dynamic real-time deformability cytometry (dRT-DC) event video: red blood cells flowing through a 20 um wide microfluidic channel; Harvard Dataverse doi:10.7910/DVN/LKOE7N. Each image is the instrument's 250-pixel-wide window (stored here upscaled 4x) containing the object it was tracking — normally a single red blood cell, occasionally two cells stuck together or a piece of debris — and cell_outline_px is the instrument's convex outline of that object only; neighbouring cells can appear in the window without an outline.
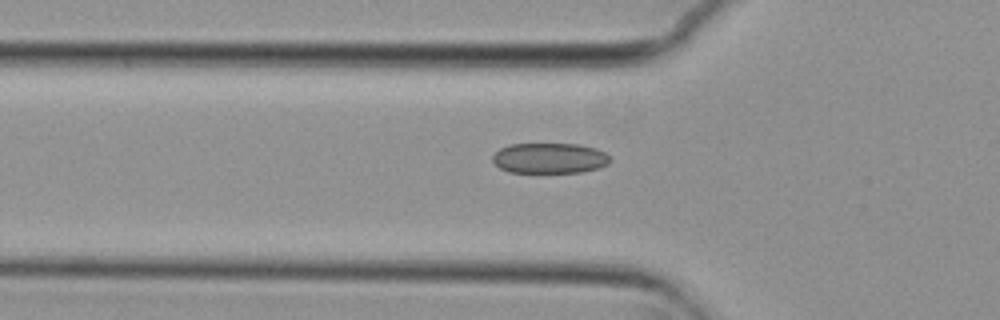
{"species": "common noctule bat (a hibernating species)", "species_latin": "Nyctalus noctula", "temperature_condition": "cold", "stored_images_in_passage": 34, "camera_frame_rate_fps": 3000, "um_per_image_px": 0.085, "animal": {"sex": "female", "body_mass_g": 29.2, "forearm_length_mm": 56.3}, "frame": {"image": 1, "passage_image": 3, "time_ms": 0.667, "image_size_px": [1000, 320], "cell_outline_px": [[612, 160], [608, 164], [600, 168], [580, 172], [508, 172], [500, 168], [492, 160], [492, 156], [500, 148], [508, 144], [580, 144], [596, 148], [604, 152]], "centroid_in_image_um": [46.72, 13.44], "position_along_channel_um": 79.1, "area_um2": 20.92}}
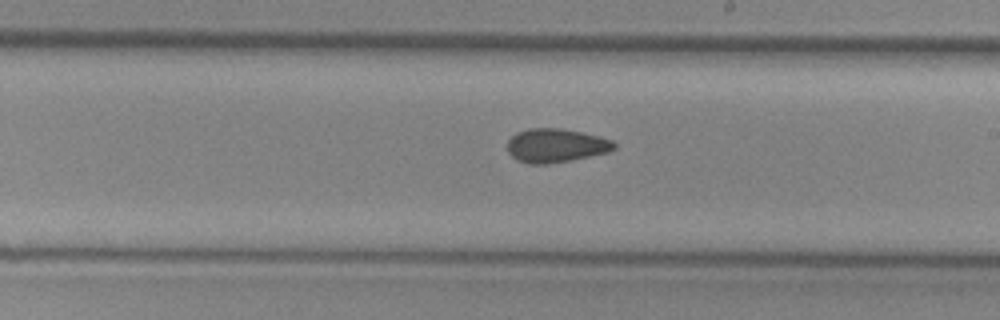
{"frame": {"image": 2, "passage_image": 16, "time_ms": 5.0, "image_size_px": [1000, 320], "cell_outline_px": [[616, 148], [608, 152], [548, 164], [528, 164], [516, 160], [508, 152], [508, 140], [516, 132], [528, 128], [560, 128], [580, 132], [612, 140], [616, 144]], "centroid_in_image_um": [47.2, 12.37], "position_along_channel_um": 241.8, "area_um2": 20.87}}
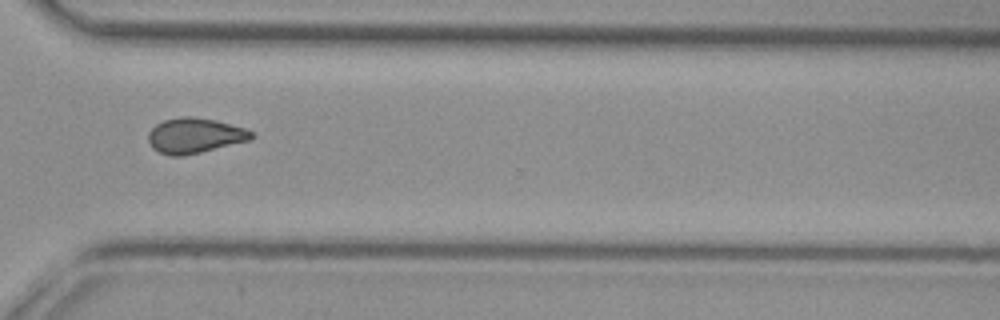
{"frame": {"image": 3, "passage_image": 25, "time_ms": 8.0, "image_size_px": [1000, 320], "cell_outline_px": [[256, 136], [252, 140], [184, 156], [168, 156], [152, 148], [148, 140], [148, 132], [156, 124], [164, 120], [180, 116], [196, 116], [216, 120], [244, 128], [252, 132]], "centroid_in_image_um": [16.56, 11.52], "position_along_channel_um": 354.0, "area_um2": 21.44}}